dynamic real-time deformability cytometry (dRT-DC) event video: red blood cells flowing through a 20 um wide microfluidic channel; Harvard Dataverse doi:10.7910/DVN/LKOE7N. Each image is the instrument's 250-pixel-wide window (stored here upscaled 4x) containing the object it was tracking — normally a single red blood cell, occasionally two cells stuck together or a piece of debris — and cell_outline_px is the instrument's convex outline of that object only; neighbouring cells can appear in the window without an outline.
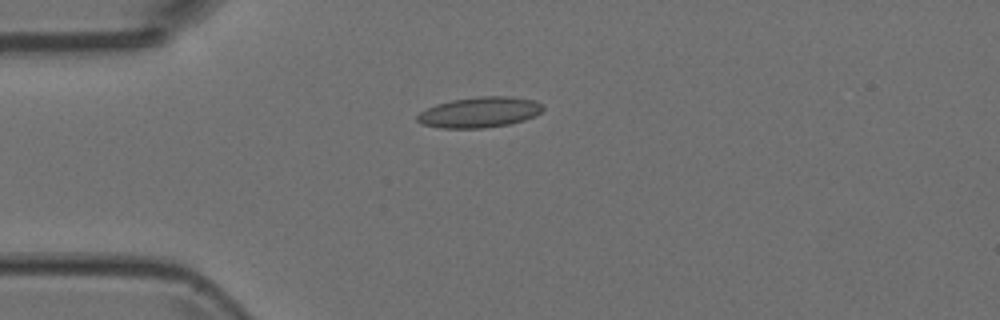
{"species": "Egyptian fruit bat (a non-hibernating species)", "species_latin": "Rousettus aegyptiacus", "temperature_condition": "room temperature", "stored_images_in_passage": 3, "camera_frame_rate_fps": 3000, "um_per_image_px": 0.085, "animal": {"sex": "female"}, "frame": {"image": 1, "passage_image": 3, "time_ms": 0.667, "image_size_px": [1000, 320], "cell_outline_px": [[544, 108], [540, 112], [524, 120], [508, 124], [484, 128], [440, 128], [424, 124], [416, 120], [416, 116], [420, 112], [436, 104], [452, 100], [480, 96], [512, 96], [536, 100], [544, 104]], "centroid_in_image_um": [40.78, 9.53], "position_along_channel_um": 44.2, "area_um2": 22.37}}